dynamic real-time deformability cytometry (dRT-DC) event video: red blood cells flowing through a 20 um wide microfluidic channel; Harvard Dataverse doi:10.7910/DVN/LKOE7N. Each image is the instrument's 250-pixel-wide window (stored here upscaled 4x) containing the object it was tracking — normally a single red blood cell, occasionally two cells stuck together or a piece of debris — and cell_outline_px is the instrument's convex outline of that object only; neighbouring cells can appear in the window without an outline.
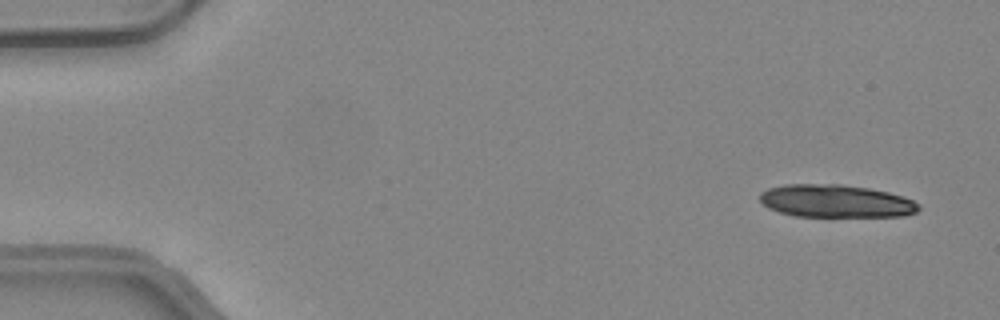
{"species": "common noctule bat (a hibernating species)", "species_latin": "Nyctalus noctula", "temperature_condition": "warm", "stored_images_in_passage": 16, "camera_frame_rate_fps": 3000, "um_per_image_px": 0.085, "animal": {"sex": "female", "body_mass_g": 24.6, "forearm_length_mm": 56.2}, "frame": {"image": 1, "passage_image": 3, "time_ms": 0.667, "image_size_px": [1000, 320], "cell_outline_px": [[920, 208], [916, 212], [904, 216], [792, 216], [768, 208], [760, 200], [760, 192], [768, 188], [784, 184], [840, 184], [868, 188], [888, 192], [904, 196], [920, 204]], "centroid_in_image_um": [71.04, 17.09], "position_along_channel_um": 14.0, "area_um2": 30.4}}